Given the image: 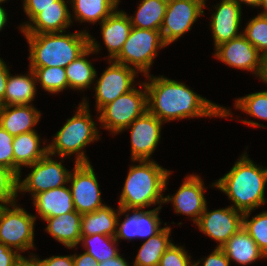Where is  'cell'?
Segmentation results:
<instances>
[{"mask_svg": "<svg viewBox=\"0 0 267 266\" xmlns=\"http://www.w3.org/2000/svg\"><path fill=\"white\" fill-rule=\"evenodd\" d=\"M126 260V258L119 254L113 259H108L107 261L99 263V266H130Z\"/></svg>", "mask_w": 267, "mask_h": 266, "instance_id": "cell-47", "label": "cell"}, {"mask_svg": "<svg viewBox=\"0 0 267 266\" xmlns=\"http://www.w3.org/2000/svg\"><path fill=\"white\" fill-rule=\"evenodd\" d=\"M41 112L33 105L0 106V126L10 135L37 131Z\"/></svg>", "mask_w": 267, "mask_h": 266, "instance_id": "cell-22", "label": "cell"}, {"mask_svg": "<svg viewBox=\"0 0 267 266\" xmlns=\"http://www.w3.org/2000/svg\"><path fill=\"white\" fill-rule=\"evenodd\" d=\"M40 135L36 131L14 136L12 147L14 154V173L22 176V167H28L48 153L47 146H41Z\"/></svg>", "mask_w": 267, "mask_h": 266, "instance_id": "cell-25", "label": "cell"}, {"mask_svg": "<svg viewBox=\"0 0 267 266\" xmlns=\"http://www.w3.org/2000/svg\"><path fill=\"white\" fill-rule=\"evenodd\" d=\"M202 180L196 173L186 175L175 194L164 196V204L171 202L176 214L186 215L196 224L207 205Z\"/></svg>", "mask_w": 267, "mask_h": 266, "instance_id": "cell-17", "label": "cell"}, {"mask_svg": "<svg viewBox=\"0 0 267 266\" xmlns=\"http://www.w3.org/2000/svg\"><path fill=\"white\" fill-rule=\"evenodd\" d=\"M37 216L27 213L17 203L0 207V244L21 252L36 249L34 226Z\"/></svg>", "mask_w": 267, "mask_h": 266, "instance_id": "cell-8", "label": "cell"}, {"mask_svg": "<svg viewBox=\"0 0 267 266\" xmlns=\"http://www.w3.org/2000/svg\"><path fill=\"white\" fill-rule=\"evenodd\" d=\"M267 167L254 163L247 152L242 153L229 172L212 183V187L222 191L234 203L231 206L242 213L256 210L267 199Z\"/></svg>", "mask_w": 267, "mask_h": 266, "instance_id": "cell-2", "label": "cell"}, {"mask_svg": "<svg viewBox=\"0 0 267 266\" xmlns=\"http://www.w3.org/2000/svg\"><path fill=\"white\" fill-rule=\"evenodd\" d=\"M244 213L232 206L209 211L206 205L196 225L198 229L217 242L221 248L228 239L243 227Z\"/></svg>", "mask_w": 267, "mask_h": 266, "instance_id": "cell-16", "label": "cell"}, {"mask_svg": "<svg viewBox=\"0 0 267 266\" xmlns=\"http://www.w3.org/2000/svg\"><path fill=\"white\" fill-rule=\"evenodd\" d=\"M32 200L42 220L76 211L70 188L66 185L38 193Z\"/></svg>", "mask_w": 267, "mask_h": 266, "instance_id": "cell-23", "label": "cell"}, {"mask_svg": "<svg viewBox=\"0 0 267 266\" xmlns=\"http://www.w3.org/2000/svg\"><path fill=\"white\" fill-rule=\"evenodd\" d=\"M18 176L9 168L0 165V207L17 203Z\"/></svg>", "mask_w": 267, "mask_h": 266, "instance_id": "cell-37", "label": "cell"}, {"mask_svg": "<svg viewBox=\"0 0 267 266\" xmlns=\"http://www.w3.org/2000/svg\"><path fill=\"white\" fill-rule=\"evenodd\" d=\"M36 75L37 84L50 94H57L68 89L66 71L63 67L30 68Z\"/></svg>", "mask_w": 267, "mask_h": 266, "instance_id": "cell-33", "label": "cell"}, {"mask_svg": "<svg viewBox=\"0 0 267 266\" xmlns=\"http://www.w3.org/2000/svg\"><path fill=\"white\" fill-rule=\"evenodd\" d=\"M97 179L91 163H75L68 184L78 213L94 212L106 205L102 203Z\"/></svg>", "mask_w": 267, "mask_h": 266, "instance_id": "cell-13", "label": "cell"}, {"mask_svg": "<svg viewBox=\"0 0 267 266\" xmlns=\"http://www.w3.org/2000/svg\"><path fill=\"white\" fill-rule=\"evenodd\" d=\"M23 34L29 46V68L63 67L89 48V32Z\"/></svg>", "mask_w": 267, "mask_h": 266, "instance_id": "cell-4", "label": "cell"}, {"mask_svg": "<svg viewBox=\"0 0 267 266\" xmlns=\"http://www.w3.org/2000/svg\"><path fill=\"white\" fill-rule=\"evenodd\" d=\"M144 84L147 89L148 111L163 123L196 117L226 118L232 112L225 106L195 93L183 82L163 75H146Z\"/></svg>", "mask_w": 267, "mask_h": 266, "instance_id": "cell-1", "label": "cell"}, {"mask_svg": "<svg viewBox=\"0 0 267 266\" xmlns=\"http://www.w3.org/2000/svg\"><path fill=\"white\" fill-rule=\"evenodd\" d=\"M8 13L6 12V9L2 7V3H0V31L6 26L7 20H8Z\"/></svg>", "mask_w": 267, "mask_h": 266, "instance_id": "cell-49", "label": "cell"}, {"mask_svg": "<svg viewBox=\"0 0 267 266\" xmlns=\"http://www.w3.org/2000/svg\"><path fill=\"white\" fill-rule=\"evenodd\" d=\"M228 260L239 265H249L259 259H267L256 242L242 227L221 247Z\"/></svg>", "mask_w": 267, "mask_h": 266, "instance_id": "cell-26", "label": "cell"}, {"mask_svg": "<svg viewBox=\"0 0 267 266\" xmlns=\"http://www.w3.org/2000/svg\"><path fill=\"white\" fill-rule=\"evenodd\" d=\"M7 0H0V3H5Z\"/></svg>", "mask_w": 267, "mask_h": 266, "instance_id": "cell-53", "label": "cell"}, {"mask_svg": "<svg viewBox=\"0 0 267 266\" xmlns=\"http://www.w3.org/2000/svg\"><path fill=\"white\" fill-rule=\"evenodd\" d=\"M13 139L14 136L0 126V165L14 172Z\"/></svg>", "mask_w": 267, "mask_h": 266, "instance_id": "cell-39", "label": "cell"}, {"mask_svg": "<svg viewBox=\"0 0 267 266\" xmlns=\"http://www.w3.org/2000/svg\"><path fill=\"white\" fill-rule=\"evenodd\" d=\"M126 176L118 206L128 210H140L164 204V194L167 190L171 170L163 168L154 160L131 161Z\"/></svg>", "mask_w": 267, "mask_h": 266, "instance_id": "cell-3", "label": "cell"}, {"mask_svg": "<svg viewBox=\"0 0 267 266\" xmlns=\"http://www.w3.org/2000/svg\"><path fill=\"white\" fill-rule=\"evenodd\" d=\"M21 254L4 244H0V266H14Z\"/></svg>", "mask_w": 267, "mask_h": 266, "instance_id": "cell-42", "label": "cell"}, {"mask_svg": "<svg viewBox=\"0 0 267 266\" xmlns=\"http://www.w3.org/2000/svg\"><path fill=\"white\" fill-rule=\"evenodd\" d=\"M251 214L252 211L244 213L243 228L267 257V210L249 220Z\"/></svg>", "mask_w": 267, "mask_h": 266, "instance_id": "cell-35", "label": "cell"}, {"mask_svg": "<svg viewBox=\"0 0 267 266\" xmlns=\"http://www.w3.org/2000/svg\"><path fill=\"white\" fill-rule=\"evenodd\" d=\"M100 47L98 41L89 33V48L65 67L68 89L75 91H84L88 88L92 89L91 84L93 86L96 80L95 76L97 71L92 62L86 57L99 53L101 51Z\"/></svg>", "mask_w": 267, "mask_h": 266, "instance_id": "cell-21", "label": "cell"}, {"mask_svg": "<svg viewBox=\"0 0 267 266\" xmlns=\"http://www.w3.org/2000/svg\"><path fill=\"white\" fill-rule=\"evenodd\" d=\"M14 266H41L39 256L35 254H30L28 258L26 256L21 255Z\"/></svg>", "mask_w": 267, "mask_h": 266, "instance_id": "cell-46", "label": "cell"}, {"mask_svg": "<svg viewBox=\"0 0 267 266\" xmlns=\"http://www.w3.org/2000/svg\"><path fill=\"white\" fill-rule=\"evenodd\" d=\"M262 81L265 83V85H267V59L265 62V75Z\"/></svg>", "mask_w": 267, "mask_h": 266, "instance_id": "cell-51", "label": "cell"}, {"mask_svg": "<svg viewBox=\"0 0 267 266\" xmlns=\"http://www.w3.org/2000/svg\"><path fill=\"white\" fill-rule=\"evenodd\" d=\"M128 15L125 11L116 9L99 24L102 41L109 52L106 60H114L129 37L132 25Z\"/></svg>", "mask_w": 267, "mask_h": 266, "instance_id": "cell-20", "label": "cell"}, {"mask_svg": "<svg viewBox=\"0 0 267 266\" xmlns=\"http://www.w3.org/2000/svg\"><path fill=\"white\" fill-rule=\"evenodd\" d=\"M200 1H202L203 3H205V8H206V7H207V6H206V4H207L206 1H207V0H200Z\"/></svg>", "mask_w": 267, "mask_h": 266, "instance_id": "cell-52", "label": "cell"}, {"mask_svg": "<svg viewBox=\"0 0 267 266\" xmlns=\"http://www.w3.org/2000/svg\"><path fill=\"white\" fill-rule=\"evenodd\" d=\"M0 58V105L4 106V94L6 90L7 79L9 76V66Z\"/></svg>", "mask_w": 267, "mask_h": 266, "instance_id": "cell-44", "label": "cell"}, {"mask_svg": "<svg viewBox=\"0 0 267 266\" xmlns=\"http://www.w3.org/2000/svg\"><path fill=\"white\" fill-rule=\"evenodd\" d=\"M165 47L167 45L163 42L160 31L132 27L128 39L114 61L146 76L149 75L158 50Z\"/></svg>", "mask_w": 267, "mask_h": 266, "instance_id": "cell-7", "label": "cell"}, {"mask_svg": "<svg viewBox=\"0 0 267 266\" xmlns=\"http://www.w3.org/2000/svg\"><path fill=\"white\" fill-rule=\"evenodd\" d=\"M130 92L117 97L114 101L103 106L97 114V120L104 128L114 134L123 132L136 118L142 116L147 110V89L144 82L139 83Z\"/></svg>", "mask_w": 267, "mask_h": 266, "instance_id": "cell-6", "label": "cell"}, {"mask_svg": "<svg viewBox=\"0 0 267 266\" xmlns=\"http://www.w3.org/2000/svg\"><path fill=\"white\" fill-rule=\"evenodd\" d=\"M164 123L148 110L136 118L127 128L130 130L131 161L153 160Z\"/></svg>", "mask_w": 267, "mask_h": 266, "instance_id": "cell-14", "label": "cell"}, {"mask_svg": "<svg viewBox=\"0 0 267 266\" xmlns=\"http://www.w3.org/2000/svg\"><path fill=\"white\" fill-rule=\"evenodd\" d=\"M52 157L53 155L47 153L27 167L31 172L24 179L21 180V176H18V194L29 192L33 198L38 193L68 184L71 171L62 164L64 157L60 161Z\"/></svg>", "mask_w": 267, "mask_h": 266, "instance_id": "cell-9", "label": "cell"}, {"mask_svg": "<svg viewBox=\"0 0 267 266\" xmlns=\"http://www.w3.org/2000/svg\"><path fill=\"white\" fill-rule=\"evenodd\" d=\"M95 123L90 113L87 97H83L75 114L67 119L63 127L54 135L52 142L48 145V153L58 156L59 159L69 158L76 154L74 163H90L85 147L101 138L100 130Z\"/></svg>", "mask_w": 267, "mask_h": 266, "instance_id": "cell-5", "label": "cell"}, {"mask_svg": "<svg viewBox=\"0 0 267 266\" xmlns=\"http://www.w3.org/2000/svg\"><path fill=\"white\" fill-rule=\"evenodd\" d=\"M23 10L29 21L22 22L18 28L22 31L40 12L49 6H57V0H23Z\"/></svg>", "mask_w": 267, "mask_h": 266, "instance_id": "cell-40", "label": "cell"}, {"mask_svg": "<svg viewBox=\"0 0 267 266\" xmlns=\"http://www.w3.org/2000/svg\"><path fill=\"white\" fill-rule=\"evenodd\" d=\"M80 243L85 252L91 255L97 263L113 259L120 254L117 248L119 242L115 237L101 234L81 235Z\"/></svg>", "mask_w": 267, "mask_h": 266, "instance_id": "cell-32", "label": "cell"}, {"mask_svg": "<svg viewBox=\"0 0 267 266\" xmlns=\"http://www.w3.org/2000/svg\"><path fill=\"white\" fill-rule=\"evenodd\" d=\"M214 50L215 59L229 67L252 72L255 77L263 80L266 60L243 34L220 44Z\"/></svg>", "mask_w": 267, "mask_h": 266, "instance_id": "cell-12", "label": "cell"}, {"mask_svg": "<svg viewBox=\"0 0 267 266\" xmlns=\"http://www.w3.org/2000/svg\"><path fill=\"white\" fill-rule=\"evenodd\" d=\"M184 246L172 244L162 255L159 266H193L191 255H188Z\"/></svg>", "mask_w": 267, "mask_h": 266, "instance_id": "cell-38", "label": "cell"}, {"mask_svg": "<svg viewBox=\"0 0 267 266\" xmlns=\"http://www.w3.org/2000/svg\"><path fill=\"white\" fill-rule=\"evenodd\" d=\"M261 8H263V12L261 11V15L267 16V0H263Z\"/></svg>", "mask_w": 267, "mask_h": 266, "instance_id": "cell-50", "label": "cell"}, {"mask_svg": "<svg viewBox=\"0 0 267 266\" xmlns=\"http://www.w3.org/2000/svg\"><path fill=\"white\" fill-rule=\"evenodd\" d=\"M242 34L267 59V16L258 13L246 23Z\"/></svg>", "mask_w": 267, "mask_h": 266, "instance_id": "cell-34", "label": "cell"}, {"mask_svg": "<svg viewBox=\"0 0 267 266\" xmlns=\"http://www.w3.org/2000/svg\"><path fill=\"white\" fill-rule=\"evenodd\" d=\"M120 207L115 210L107 204L81 217V235L101 234L115 237Z\"/></svg>", "mask_w": 267, "mask_h": 266, "instance_id": "cell-28", "label": "cell"}, {"mask_svg": "<svg viewBox=\"0 0 267 266\" xmlns=\"http://www.w3.org/2000/svg\"><path fill=\"white\" fill-rule=\"evenodd\" d=\"M234 107L250 117L267 121V90L237 98Z\"/></svg>", "mask_w": 267, "mask_h": 266, "instance_id": "cell-36", "label": "cell"}, {"mask_svg": "<svg viewBox=\"0 0 267 266\" xmlns=\"http://www.w3.org/2000/svg\"><path fill=\"white\" fill-rule=\"evenodd\" d=\"M134 16H128L132 27L160 31L168 0H141Z\"/></svg>", "mask_w": 267, "mask_h": 266, "instance_id": "cell-31", "label": "cell"}, {"mask_svg": "<svg viewBox=\"0 0 267 266\" xmlns=\"http://www.w3.org/2000/svg\"><path fill=\"white\" fill-rule=\"evenodd\" d=\"M109 66L103 71L101 76L95 78L94 84L96 112L103 106L114 101L117 97L133 90L139 84H134L138 72L126 65L108 60Z\"/></svg>", "mask_w": 267, "mask_h": 266, "instance_id": "cell-11", "label": "cell"}, {"mask_svg": "<svg viewBox=\"0 0 267 266\" xmlns=\"http://www.w3.org/2000/svg\"><path fill=\"white\" fill-rule=\"evenodd\" d=\"M161 208L159 206L152 210H128L120 208L115 239L118 242L121 239L132 241L136 238L148 240L150 237L159 233L163 229V227L161 228L162 222L159 217ZM123 215L125 218L120 223V216Z\"/></svg>", "mask_w": 267, "mask_h": 266, "instance_id": "cell-15", "label": "cell"}, {"mask_svg": "<svg viewBox=\"0 0 267 266\" xmlns=\"http://www.w3.org/2000/svg\"><path fill=\"white\" fill-rule=\"evenodd\" d=\"M205 3L200 0H168L160 29L163 42L168 46L191 31L198 18L204 15Z\"/></svg>", "mask_w": 267, "mask_h": 266, "instance_id": "cell-10", "label": "cell"}, {"mask_svg": "<svg viewBox=\"0 0 267 266\" xmlns=\"http://www.w3.org/2000/svg\"><path fill=\"white\" fill-rule=\"evenodd\" d=\"M81 217L77 211H71L59 216L46 218L45 230L50 236L68 249H74L81 239Z\"/></svg>", "mask_w": 267, "mask_h": 266, "instance_id": "cell-24", "label": "cell"}, {"mask_svg": "<svg viewBox=\"0 0 267 266\" xmlns=\"http://www.w3.org/2000/svg\"><path fill=\"white\" fill-rule=\"evenodd\" d=\"M73 264L74 266H99V263H97L95 259L86 252H83L82 254L74 253Z\"/></svg>", "mask_w": 267, "mask_h": 266, "instance_id": "cell-45", "label": "cell"}, {"mask_svg": "<svg viewBox=\"0 0 267 266\" xmlns=\"http://www.w3.org/2000/svg\"><path fill=\"white\" fill-rule=\"evenodd\" d=\"M73 15L71 20L75 19L80 23L96 24L102 23L119 6L117 0H70Z\"/></svg>", "mask_w": 267, "mask_h": 266, "instance_id": "cell-29", "label": "cell"}, {"mask_svg": "<svg viewBox=\"0 0 267 266\" xmlns=\"http://www.w3.org/2000/svg\"><path fill=\"white\" fill-rule=\"evenodd\" d=\"M27 74L9 72L4 94V106L30 105L37 92V80L34 71L28 68Z\"/></svg>", "mask_w": 267, "mask_h": 266, "instance_id": "cell-27", "label": "cell"}, {"mask_svg": "<svg viewBox=\"0 0 267 266\" xmlns=\"http://www.w3.org/2000/svg\"><path fill=\"white\" fill-rule=\"evenodd\" d=\"M193 266H230V261L221 248L215 247L210 255L193 262Z\"/></svg>", "mask_w": 267, "mask_h": 266, "instance_id": "cell-41", "label": "cell"}, {"mask_svg": "<svg viewBox=\"0 0 267 266\" xmlns=\"http://www.w3.org/2000/svg\"><path fill=\"white\" fill-rule=\"evenodd\" d=\"M166 224L159 233L142 243L132 266H159L162 255L173 244L171 228Z\"/></svg>", "mask_w": 267, "mask_h": 266, "instance_id": "cell-30", "label": "cell"}, {"mask_svg": "<svg viewBox=\"0 0 267 266\" xmlns=\"http://www.w3.org/2000/svg\"><path fill=\"white\" fill-rule=\"evenodd\" d=\"M240 6L242 4H246L247 6L250 5V7H261L263 0H235Z\"/></svg>", "mask_w": 267, "mask_h": 266, "instance_id": "cell-48", "label": "cell"}, {"mask_svg": "<svg viewBox=\"0 0 267 266\" xmlns=\"http://www.w3.org/2000/svg\"><path fill=\"white\" fill-rule=\"evenodd\" d=\"M70 0H57V6L41 9V12L21 31L23 34L66 32L73 24L67 6Z\"/></svg>", "mask_w": 267, "mask_h": 266, "instance_id": "cell-19", "label": "cell"}, {"mask_svg": "<svg viewBox=\"0 0 267 266\" xmlns=\"http://www.w3.org/2000/svg\"><path fill=\"white\" fill-rule=\"evenodd\" d=\"M41 266H74L73 254L71 255H52L46 259H40Z\"/></svg>", "mask_w": 267, "mask_h": 266, "instance_id": "cell-43", "label": "cell"}, {"mask_svg": "<svg viewBox=\"0 0 267 266\" xmlns=\"http://www.w3.org/2000/svg\"><path fill=\"white\" fill-rule=\"evenodd\" d=\"M210 29L214 49L222 43L237 38L242 34L240 29L242 7L235 0H220L213 7Z\"/></svg>", "mask_w": 267, "mask_h": 266, "instance_id": "cell-18", "label": "cell"}]
</instances>
